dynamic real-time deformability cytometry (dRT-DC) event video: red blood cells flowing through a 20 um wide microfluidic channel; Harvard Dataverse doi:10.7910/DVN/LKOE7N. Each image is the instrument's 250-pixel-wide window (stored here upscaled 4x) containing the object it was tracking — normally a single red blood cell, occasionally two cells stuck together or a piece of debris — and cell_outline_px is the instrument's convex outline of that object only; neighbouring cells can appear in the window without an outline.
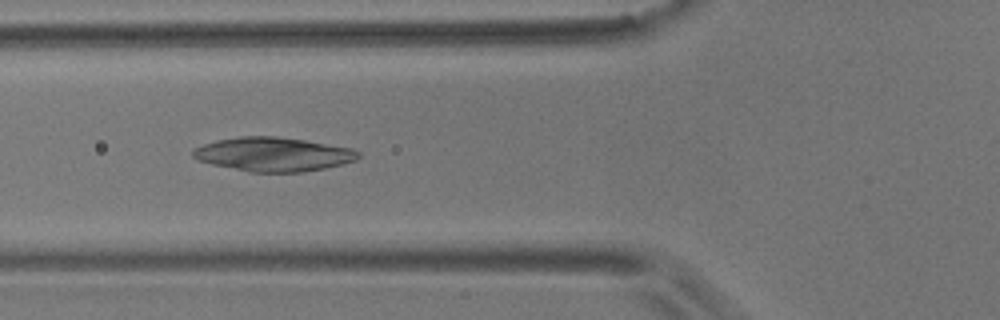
{"species": "common noctule bat (a hibernating species)", "species_latin": "Nyctalus noctula", "temperature_condition": "room temperature", "stored_images_in_passage": 57, "camera_frame_rate_fps": 3000, "um_per_image_px": 0.085, "animal": {"sex": "male", "body_mass_g": 17.9}, "frame": {"image": 1, "passage_image": 21, "time_ms": 6.667, "image_size_px": [1000, 320], "cell_outline_px": [[360, 156], [356, 160], [324, 168], [300, 172], [252, 172], [212, 164], [196, 160], [192, 156], [192, 148], [216, 140], [240, 136], [276, 136], [304, 140], [352, 148], [360, 152]], "centroid_in_image_um": [23.19, 13.1], "position_along_channel_um": 102.6, "area_um2": 32.66}}
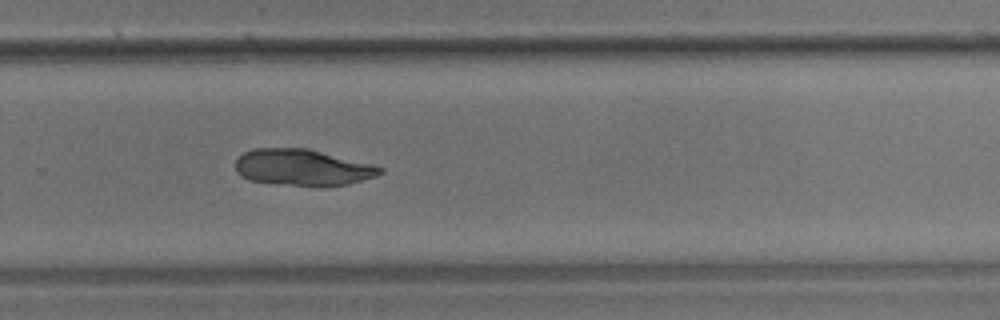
{"frame": {"image": 2, "passage_image": 38, "time_ms": 12.333, "image_size_px": [1000, 320], "cell_outline_px": [[384, 172], [376, 176], [348, 184], [320, 188], [316, 188], [248, 180], [240, 176], [236, 172], [236, 160], [244, 152], [252, 148], [308, 148], [372, 164], [384, 168]], "centroid_in_image_um": [25.73, 14.25], "position_along_channel_um": 304.1, "area_um2": 31.15}}
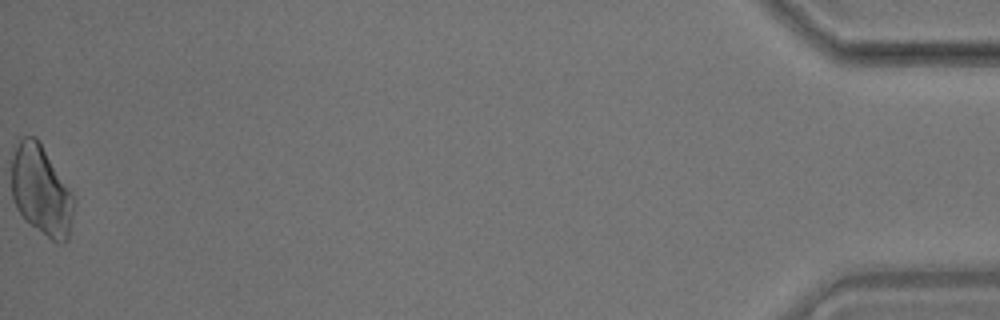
{"frame": {"image": 3, "passage_image": 57, "time_ms": 18.667, "image_size_px": [1000, 320], "cell_outline_px": [[76, 204], [68, 240], [60, 244], [56, 244], [24, 220], [16, 208], [12, 196], [12, 156], [20, 140], [24, 136], [36, 136], [40, 140], [72, 192]], "centroid_in_image_um": [3.53, 16.23], "position_along_channel_um": 431.7, "area_um2": 33.29}}